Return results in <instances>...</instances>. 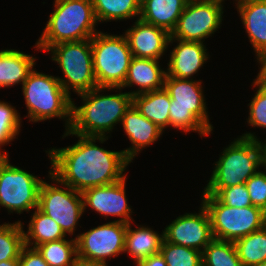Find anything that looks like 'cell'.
<instances>
[{
    "label": "cell",
    "mask_w": 266,
    "mask_h": 266,
    "mask_svg": "<svg viewBox=\"0 0 266 266\" xmlns=\"http://www.w3.org/2000/svg\"><path fill=\"white\" fill-rule=\"evenodd\" d=\"M22 92L30 121H45L57 117L64 119L65 129L72 124V100L57 77L33 69L22 84Z\"/></svg>",
    "instance_id": "6"
},
{
    "label": "cell",
    "mask_w": 266,
    "mask_h": 266,
    "mask_svg": "<svg viewBox=\"0 0 266 266\" xmlns=\"http://www.w3.org/2000/svg\"><path fill=\"white\" fill-rule=\"evenodd\" d=\"M200 205L198 214L185 213L166 226L163 233L167 242L204 251L214 238L208 211Z\"/></svg>",
    "instance_id": "14"
},
{
    "label": "cell",
    "mask_w": 266,
    "mask_h": 266,
    "mask_svg": "<svg viewBox=\"0 0 266 266\" xmlns=\"http://www.w3.org/2000/svg\"><path fill=\"white\" fill-rule=\"evenodd\" d=\"M245 184L252 205L266 212V170L264 172L258 170Z\"/></svg>",
    "instance_id": "35"
},
{
    "label": "cell",
    "mask_w": 266,
    "mask_h": 266,
    "mask_svg": "<svg viewBox=\"0 0 266 266\" xmlns=\"http://www.w3.org/2000/svg\"><path fill=\"white\" fill-rule=\"evenodd\" d=\"M203 266H243L234 242L213 239L202 252Z\"/></svg>",
    "instance_id": "29"
},
{
    "label": "cell",
    "mask_w": 266,
    "mask_h": 266,
    "mask_svg": "<svg viewBox=\"0 0 266 266\" xmlns=\"http://www.w3.org/2000/svg\"><path fill=\"white\" fill-rule=\"evenodd\" d=\"M126 179L125 176L122 180L115 183L84 190L82 192L84 212L86 207L89 206L92 210L106 218L108 216H117L121 219L116 221L126 224L133 221L132 217H130L133 212L128 205L125 194Z\"/></svg>",
    "instance_id": "15"
},
{
    "label": "cell",
    "mask_w": 266,
    "mask_h": 266,
    "mask_svg": "<svg viewBox=\"0 0 266 266\" xmlns=\"http://www.w3.org/2000/svg\"><path fill=\"white\" fill-rule=\"evenodd\" d=\"M97 21L140 17L141 0H91Z\"/></svg>",
    "instance_id": "26"
},
{
    "label": "cell",
    "mask_w": 266,
    "mask_h": 266,
    "mask_svg": "<svg viewBox=\"0 0 266 266\" xmlns=\"http://www.w3.org/2000/svg\"><path fill=\"white\" fill-rule=\"evenodd\" d=\"M199 80L165 76L164 88L171 98L169 126L184 132L195 131L202 137L209 135L213 126Z\"/></svg>",
    "instance_id": "5"
},
{
    "label": "cell",
    "mask_w": 266,
    "mask_h": 266,
    "mask_svg": "<svg viewBox=\"0 0 266 266\" xmlns=\"http://www.w3.org/2000/svg\"><path fill=\"white\" fill-rule=\"evenodd\" d=\"M136 266H167L165 259L161 252L153 254L152 256L139 260L135 263Z\"/></svg>",
    "instance_id": "37"
},
{
    "label": "cell",
    "mask_w": 266,
    "mask_h": 266,
    "mask_svg": "<svg viewBox=\"0 0 266 266\" xmlns=\"http://www.w3.org/2000/svg\"><path fill=\"white\" fill-rule=\"evenodd\" d=\"M54 11L36 41L35 47L47 51L61 42L91 39L98 23L91 0H54Z\"/></svg>",
    "instance_id": "4"
},
{
    "label": "cell",
    "mask_w": 266,
    "mask_h": 266,
    "mask_svg": "<svg viewBox=\"0 0 266 266\" xmlns=\"http://www.w3.org/2000/svg\"><path fill=\"white\" fill-rule=\"evenodd\" d=\"M134 23L125 32L132 56L159 60L170 45L171 34L163 28L145 23L138 18Z\"/></svg>",
    "instance_id": "16"
},
{
    "label": "cell",
    "mask_w": 266,
    "mask_h": 266,
    "mask_svg": "<svg viewBox=\"0 0 266 266\" xmlns=\"http://www.w3.org/2000/svg\"><path fill=\"white\" fill-rule=\"evenodd\" d=\"M178 41L170 52L166 76L190 79L208 60L205 45L201 42L183 41L170 36L169 43Z\"/></svg>",
    "instance_id": "17"
},
{
    "label": "cell",
    "mask_w": 266,
    "mask_h": 266,
    "mask_svg": "<svg viewBox=\"0 0 266 266\" xmlns=\"http://www.w3.org/2000/svg\"><path fill=\"white\" fill-rule=\"evenodd\" d=\"M91 47L98 87L121 88L133 57L126 36L97 32Z\"/></svg>",
    "instance_id": "7"
},
{
    "label": "cell",
    "mask_w": 266,
    "mask_h": 266,
    "mask_svg": "<svg viewBox=\"0 0 266 266\" xmlns=\"http://www.w3.org/2000/svg\"><path fill=\"white\" fill-rule=\"evenodd\" d=\"M201 203L208 211L214 239L235 242L265 226L266 212L259 207H230L213 195H203Z\"/></svg>",
    "instance_id": "9"
},
{
    "label": "cell",
    "mask_w": 266,
    "mask_h": 266,
    "mask_svg": "<svg viewBox=\"0 0 266 266\" xmlns=\"http://www.w3.org/2000/svg\"><path fill=\"white\" fill-rule=\"evenodd\" d=\"M57 62L63 72L62 78L57 77L61 86L70 96V90L78 95L97 88L93 68L91 39L61 42L51 46L47 52Z\"/></svg>",
    "instance_id": "8"
},
{
    "label": "cell",
    "mask_w": 266,
    "mask_h": 266,
    "mask_svg": "<svg viewBox=\"0 0 266 266\" xmlns=\"http://www.w3.org/2000/svg\"><path fill=\"white\" fill-rule=\"evenodd\" d=\"M189 0H141L139 19L163 28L170 34Z\"/></svg>",
    "instance_id": "21"
},
{
    "label": "cell",
    "mask_w": 266,
    "mask_h": 266,
    "mask_svg": "<svg viewBox=\"0 0 266 266\" xmlns=\"http://www.w3.org/2000/svg\"><path fill=\"white\" fill-rule=\"evenodd\" d=\"M49 266H76V238L46 242L35 247Z\"/></svg>",
    "instance_id": "27"
},
{
    "label": "cell",
    "mask_w": 266,
    "mask_h": 266,
    "mask_svg": "<svg viewBox=\"0 0 266 266\" xmlns=\"http://www.w3.org/2000/svg\"><path fill=\"white\" fill-rule=\"evenodd\" d=\"M258 87L255 96L249 103V116L247 123L250 126L266 128V78L257 75L252 84Z\"/></svg>",
    "instance_id": "33"
},
{
    "label": "cell",
    "mask_w": 266,
    "mask_h": 266,
    "mask_svg": "<svg viewBox=\"0 0 266 266\" xmlns=\"http://www.w3.org/2000/svg\"><path fill=\"white\" fill-rule=\"evenodd\" d=\"M0 266H20L19 259H10L0 262Z\"/></svg>",
    "instance_id": "38"
},
{
    "label": "cell",
    "mask_w": 266,
    "mask_h": 266,
    "mask_svg": "<svg viewBox=\"0 0 266 266\" xmlns=\"http://www.w3.org/2000/svg\"><path fill=\"white\" fill-rule=\"evenodd\" d=\"M165 76L166 70L161 69L159 60L132 57L124 84L116 89L120 92L125 87L139 86L137 91L130 92L132 96L159 90L164 88Z\"/></svg>",
    "instance_id": "19"
},
{
    "label": "cell",
    "mask_w": 266,
    "mask_h": 266,
    "mask_svg": "<svg viewBox=\"0 0 266 266\" xmlns=\"http://www.w3.org/2000/svg\"><path fill=\"white\" fill-rule=\"evenodd\" d=\"M121 124L132 144L130 148L122 150L130 162L138 152L157 141L163 134V130L145 118L133 104L125 112Z\"/></svg>",
    "instance_id": "18"
},
{
    "label": "cell",
    "mask_w": 266,
    "mask_h": 266,
    "mask_svg": "<svg viewBox=\"0 0 266 266\" xmlns=\"http://www.w3.org/2000/svg\"><path fill=\"white\" fill-rule=\"evenodd\" d=\"M160 252L167 266H203L202 252L194 248L172 244L164 239Z\"/></svg>",
    "instance_id": "31"
},
{
    "label": "cell",
    "mask_w": 266,
    "mask_h": 266,
    "mask_svg": "<svg viewBox=\"0 0 266 266\" xmlns=\"http://www.w3.org/2000/svg\"><path fill=\"white\" fill-rule=\"evenodd\" d=\"M8 156L0 160V206L17 214L38 207L42 179L10 164Z\"/></svg>",
    "instance_id": "10"
},
{
    "label": "cell",
    "mask_w": 266,
    "mask_h": 266,
    "mask_svg": "<svg viewBox=\"0 0 266 266\" xmlns=\"http://www.w3.org/2000/svg\"><path fill=\"white\" fill-rule=\"evenodd\" d=\"M75 135L77 143L64 148L49 149L50 173L62 184L78 192L97 186H104L122 180L123 172L131 162L123 151H108L96 145L108 137L82 136L65 131V136Z\"/></svg>",
    "instance_id": "1"
},
{
    "label": "cell",
    "mask_w": 266,
    "mask_h": 266,
    "mask_svg": "<svg viewBox=\"0 0 266 266\" xmlns=\"http://www.w3.org/2000/svg\"><path fill=\"white\" fill-rule=\"evenodd\" d=\"M221 2H224V0H220ZM237 3L236 5L240 4V3H243V2H246V1H250V0H236Z\"/></svg>",
    "instance_id": "42"
},
{
    "label": "cell",
    "mask_w": 266,
    "mask_h": 266,
    "mask_svg": "<svg viewBox=\"0 0 266 266\" xmlns=\"http://www.w3.org/2000/svg\"><path fill=\"white\" fill-rule=\"evenodd\" d=\"M164 233L159 235L156 231L146 226L131 229V222L127 224L125 234L124 253L134 259V262L148 258L160 252Z\"/></svg>",
    "instance_id": "23"
},
{
    "label": "cell",
    "mask_w": 266,
    "mask_h": 266,
    "mask_svg": "<svg viewBox=\"0 0 266 266\" xmlns=\"http://www.w3.org/2000/svg\"><path fill=\"white\" fill-rule=\"evenodd\" d=\"M21 117L16 108L9 103L0 101V149L1 146L8 145L16 138L21 127ZM0 155L8 156L7 152L0 150Z\"/></svg>",
    "instance_id": "32"
},
{
    "label": "cell",
    "mask_w": 266,
    "mask_h": 266,
    "mask_svg": "<svg viewBox=\"0 0 266 266\" xmlns=\"http://www.w3.org/2000/svg\"><path fill=\"white\" fill-rule=\"evenodd\" d=\"M236 6L259 63L266 55V0H250Z\"/></svg>",
    "instance_id": "20"
},
{
    "label": "cell",
    "mask_w": 266,
    "mask_h": 266,
    "mask_svg": "<svg viewBox=\"0 0 266 266\" xmlns=\"http://www.w3.org/2000/svg\"><path fill=\"white\" fill-rule=\"evenodd\" d=\"M266 142V139L265 141ZM261 142L263 167L266 169V143Z\"/></svg>",
    "instance_id": "40"
},
{
    "label": "cell",
    "mask_w": 266,
    "mask_h": 266,
    "mask_svg": "<svg viewBox=\"0 0 266 266\" xmlns=\"http://www.w3.org/2000/svg\"><path fill=\"white\" fill-rule=\"evenodd\" d=\"M132 104L163 131L169 127L171 98L165 88L132 96Z\"/></svg>",
    "instance_id": "24"
},
{
    "label": "cell",
    "mask_w": 266,
    "mask_h": 266,
    "mask_svg": "<svg viewBox=\"0 0 266 266\" xmlns=\"http://www.w3.org/2000/svg\"><path fill=\"white\" fill-rule=\"evenodd\" d=\"M261 64V65H260ZM259 65H260V70H259V75L262 76V77H265L266 78V60H261L259 62Z\"/></svg>",
    "instance_id": "39"
},
{
    "label": "cell",
    "mask_w": 266,
    "mask_h": 266,
    "mask_svg": "<svg viewBox=\"0 0 266 266\" xmlns=\"http://www.w3.org/2000/svg\"><path fill=\"white\" fill-rule=\"evenodd\" d=\"M214 197L219 202L230 207L243 208L252 205L245 183L222 188L214 195Z\"/></svg>",
    "instance_id": "34"
},
{
    "label": "cell",
    "mask_w": 266,
    "mask_h": 266,
    "mask_svg": "<svg viewBox=\"0 0 266 266\" xmlns=\"http://www.w3.org/2000/svg\"><path fill=\"white\" fill-rule=\"evenodd\" d=\"M35 57L19 50L0 51V88L14 86L23 82L35 66Z\"/></svg>",
    "instance_id": "22"
},
{
    "label": "cell",
    "mask_w": 266,
    "mask_h": 266,
    "mask_svg": "<svg viewBox=\"0 0 266 266\" xmlns=\"http://www.w3.org/2000/svg\"><path fill=\"white\" fill-rule=\"evenodd\" d=\"M223 12L220 0H189L171 37L203 43L204 39L220 28Z\"/></svg>",
    "instance_id": "13"
},
{
    "label": "cell",
    "mask_w": 266,
    "mask_h": 266,
    "mask_svg": "<svg viewBox=\"0 0 266 266\" xmlns=\"http://www.w3.org/2000/svg\"><path fill=\"white\" fill-rule=\"evenodd\" d=\"M49 175L54 184L56 182L64 189L43 180L39 189L38 208L55 220L65 234L72 235L84 213L82 193L60 183L50 171Z\"/></svg>",
    "instance_id": "11"
},
{
    "label": "cell",
    "mask_w": 266,
    "mask_h": 266,
    "mask_svg": "<svg viewBox=\"0 0 266 266\" xmlns=\"http://www.w3.org/2000/svg\"><path fill=\"white\" fill-rule=\"evenodd\" d=\"M26 232L24 231L25 245L28 247L33 246V248L46 242L63 239L67 236L60 225L38 207L29 221Z\"/></svg>",
    "instance_id": "25"
},
{
    "label": "cell",
    "mask_w": 266,
    "mask_h": 266,
    "mask_svg": "<svg viewBox=\"0 0 266 266\" xmlns=\"http://www.w3.org/2000/svg\"><path fill=\"white\" fill-rule=\"evenodd\" d=\"M24 246V229L21 221L0 225V262L19 259Z\"/></svg>",
    "instance_id": "30"
},
{
    "label": "cell",
    "mask_w": 266,
    "mask_h": 266,
    "mask_svg": "<svg viewBox=\"0 0 266 266\" xmlns=\"http://www.w3.org/2000/svg\"><path fill=\"white\" fill-rule=\"evenodd\" d=\"M252 266H266V261L261 262L259 264L252 265Z\"/></svg>",
    "instance_id": "43"
},
{
    "label": "cell",
    "mask_w": 266,
    "mask_h": 266,
    "mask_svg": "<svg viewBox=\"0 0 266 266\" xmlns=\"http://www.w3.org/2000/svg\"><path fill=\"white\" fill-rule=\"evenodd\" d=\"M76 266H107V264L106 265H98V264H84V263L78 262Z\"/></svg>",
    "instance_id": "41"
},
{
    "label": "cell",
    "mask_w": 266,
    "mask_h": 266,
    "mask_svg": "<svg viewBox=\"0 0 266 266\" xmlns=\"http://www.w3.org/2000/svg\"><path fill=\"white\" fill-rule=\"evenodd\" d=\"M127 224L112 221L76 236L78 262L106 265V258L124 252Z\"/></svg>",
    "instance_id": "12"
},
{
    "label": "cell",
    "mask_w": 266,
    "mask_h": 266,
    "mask_svg": "<svg viewBox=\"0 0 266 266\" xmlns=\"http://www.w3.org/2000/svg\"><path fill=\"white\" fill-rule=\"evenodd\" d=\"M20 266H49L36 248L24 246L19 257Z\"/></svg>",
    "instance_id": "36"
},
{
    "label": "cell",
    "mask_w": 266,
    "mask_h": 266,
    "mask_svg": "<svg viewBox=\"0 0 266 266\" xmlns=\"http://www.w3.org/2000/svg\"><path fill=\"white\" fill-rule=\"evenodd\" d=\"M243 266L266 261V227L252 232L234 242Z\"/></svg>",
    "instance_id": "28"
},
{
    "label": "cell",
    "mask_w": 266,
    "mask_h": 266,
    "mask_svg": "<svg viewBox=\"0 0 266 266\" xmlns=\"http://www.w3.org/2000/svg\"><path fill=\"white\" fill-rule=\"evenodd\" d=\"M116 88L97 87L79 94L83 105L72 101V124L70 131L82 136L106 137L118 122L122 123L125 112L132 105L130 92L102 95L104 90ZM107 133V134H106Z\"/></svg>",
    "instance_id": "2"
},
{
    "label": "cell",
    "mask_w": 266,
    "mask_h": 266,
    "mask_svg": "<svg viewBox=\"0 0 266 266\" xmlns=\"http://www.w3.org/2000/svg\"><path fill=\"white\" fill-rule=\"evenodd\" d=\"M259 167H263L261 141L245 133L223 150L203 195L214 196L222 188L244 184Z\"/></svg>",
    "instance_id": "3"
}]
</instances>
